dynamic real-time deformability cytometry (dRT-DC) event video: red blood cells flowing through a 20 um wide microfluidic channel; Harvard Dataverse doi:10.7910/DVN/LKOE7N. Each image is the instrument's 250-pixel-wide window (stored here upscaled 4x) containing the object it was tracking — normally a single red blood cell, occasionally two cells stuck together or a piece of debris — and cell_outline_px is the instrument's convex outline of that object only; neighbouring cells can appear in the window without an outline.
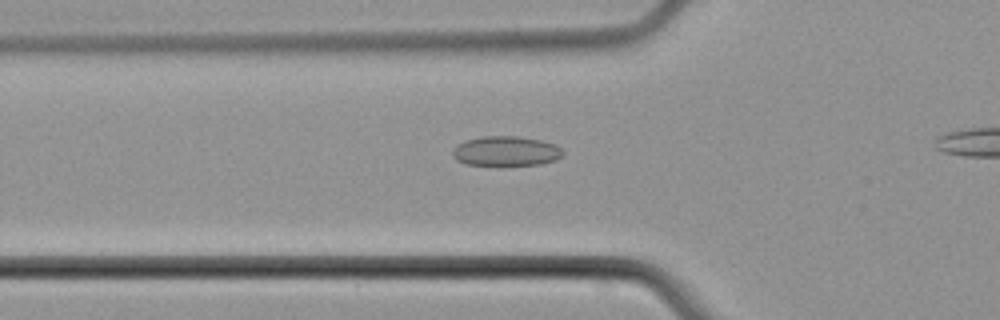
{"species": "common noctule bat (a hibernating species)", "species_latin": "Nyctalus noctula", "temperature_condition": "cold", "stored_images_in_passage": 34, "camera_frame_rate_fps": 3000, "um_per_image_px": 0.085, "animal": {"sex": "male", "body_mass_g": 21.5, "forearm_length_mm": 52.0}, "frame": {"image": 1, "passage_image": 11, "time_ms": 3.333, "image_size_px": [1000, 320], "cell_outline_px": [[564, 152], [556, 160], [540, 164], [468, 164], [456, 160], [452, 156], [452, 152], [464, 140], [480, 136], [516, 136], [540, 140], [556, 144]], "centroid_in_image_um": [43.02, 12.82], "position_along_channel_um": 82.8, "area_um2": 18.79}}
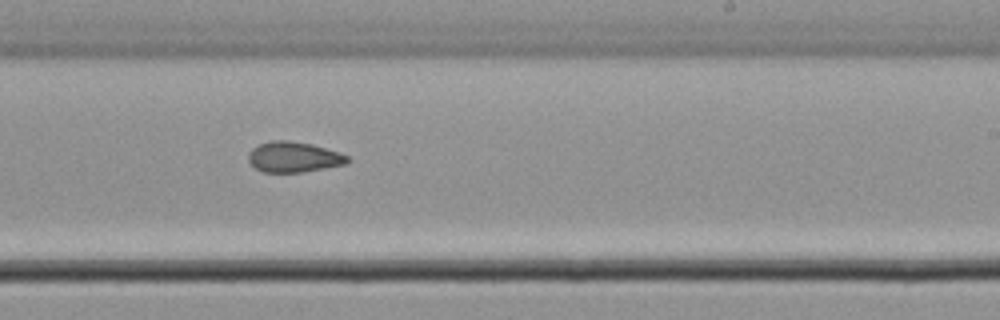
{"frame": {"image": 2, "passage_image": 24, "time_ms": 7.667, "image_size_px": [1000, 320], "cell_outline_px": [[348, 160], [344, 164], [324, 168], [300, 172], [264, 172], [256, 168], [248, 160], [248, 152], [252, 148], [260, 144], [272, 140], [288, 140], [312, 144], [340, 152], [348, 156]], "centroid_in_image_um": [24.94, 13.33], "position_along_channel_um": 264.1, "area_um2": 17.46}}
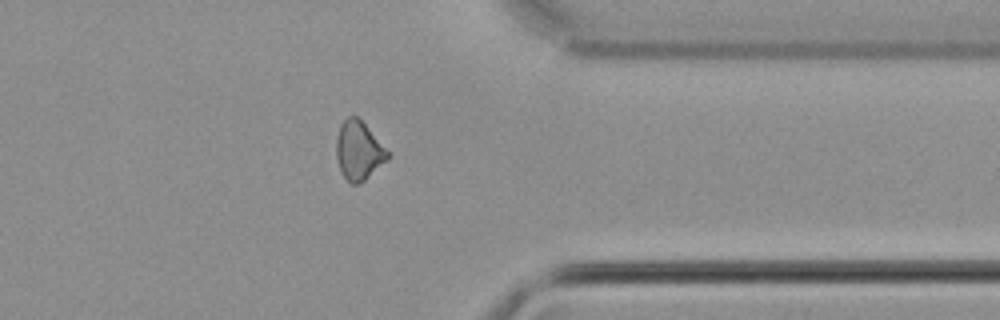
{"frame": {"image": 3, "passage_image": 33, "time_ms": 10.667, "image_size_px": [1000, 320], "cell_outline_px": [[392, 156], [388, 160], [364, 180], [356, 184], [352, 184], [340, 172], [336, 156], [336, 136], [340, 124], [348, 116], [356, 116], [392, 152]], "centroid_in_image_um": [30.51, 12.8], "position_along_channel_um": 380.9, "area_um2": 17.8}}